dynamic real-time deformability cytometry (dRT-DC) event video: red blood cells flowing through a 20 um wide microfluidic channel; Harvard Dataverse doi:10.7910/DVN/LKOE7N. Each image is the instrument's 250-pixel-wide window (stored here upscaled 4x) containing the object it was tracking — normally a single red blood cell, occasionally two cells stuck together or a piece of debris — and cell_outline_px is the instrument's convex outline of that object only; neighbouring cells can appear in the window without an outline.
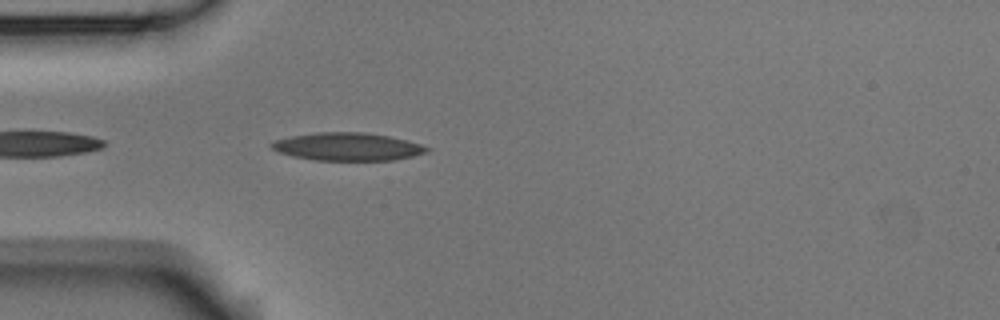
{"species": "Egyptian fruit bat (a non-hibernating species)", "species_latin": "Rousettus aegyptiacus", "temperature_condition": "room temperature", "stored_images_in_passage": 4, "camera_frame_rate_fps": 3000, "um_per_image_px": 0.085, "animal": {"sex": "male"}, "frame": {"image": 1, "passage_image": 4, "time_ms": 1.0, "image_size_px": [1000, 320], "cell_outline_px": [[432, 148], [428, 152], [396, 160], [316, 160], [292, 156], [280, 152], [272, 148], [268, 144], [276, 140], [292, 136], [316, 132], [364, 132], [388, 136], [408, 140]], "centroid_in_image_um": [29.58, 12.46], "position_along_channel_um": 55.4, "area_um2": 25.2}}